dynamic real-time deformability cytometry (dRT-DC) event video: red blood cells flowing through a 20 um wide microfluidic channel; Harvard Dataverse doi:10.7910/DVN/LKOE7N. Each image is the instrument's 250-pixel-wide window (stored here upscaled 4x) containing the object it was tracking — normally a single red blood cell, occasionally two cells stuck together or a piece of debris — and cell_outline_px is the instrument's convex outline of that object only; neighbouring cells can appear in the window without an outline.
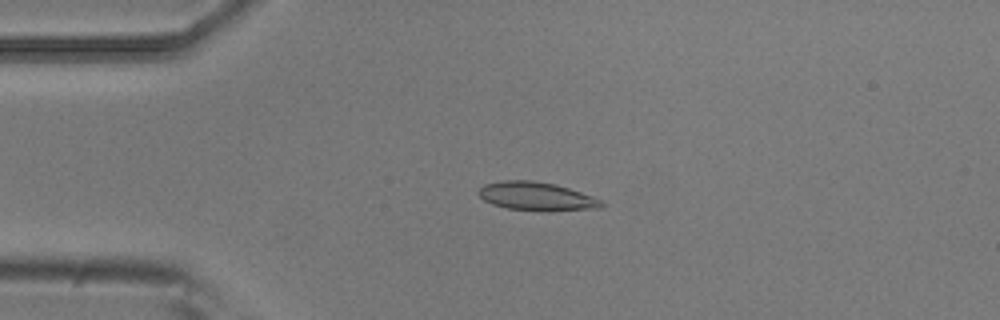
{"species": "common noctule bat (a hibernating species)", "species_latin": "Nyctalus noctula", "temperature_condition": "room temperature", "stored_images_in_passage": 10, "camera_frame_rate_fps": 3000, "um_per_image_px": 0.085, "animal": {"sex": "male", "body_mass_g": 20.5, "forearm_length_mm": 52.5}, "frame": {"image": 1, "passage_image": 4, "time_ms": 1.0, "image_size_px": [1000, 320], "cell_outline_px": [[604, 204], [600, 208], [548, 212], [508, 208], [492, 204], [484, 200], [476, 192], [484, 184], [504, 180], [532, 180], [556, 184], [604, 200]], "centroid_in_image_um": [45.62, 16.69], "position_along_channel_um": 39.4, "area_um2": 20.63}}
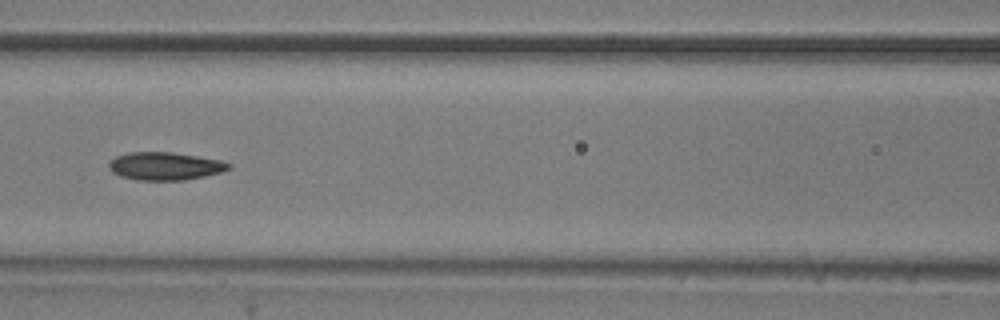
{"frame": {"image": 2, "passage_image": 7, "time_ms": 2.0, "image_size_px": [1000, 320], "cell_outline_px": [[232, 168], [220, 172], [204, 176], [184, 180], [136, 180], [112, 172], [108, 168], [108, 164], [116, 156], [128, 152], [172, 152], [220, 160], [232, 164]], "centroid_in_image_um": [14.03, 14.11], "position_along_channel_um": 152.6, "area_um2": 19.36}}
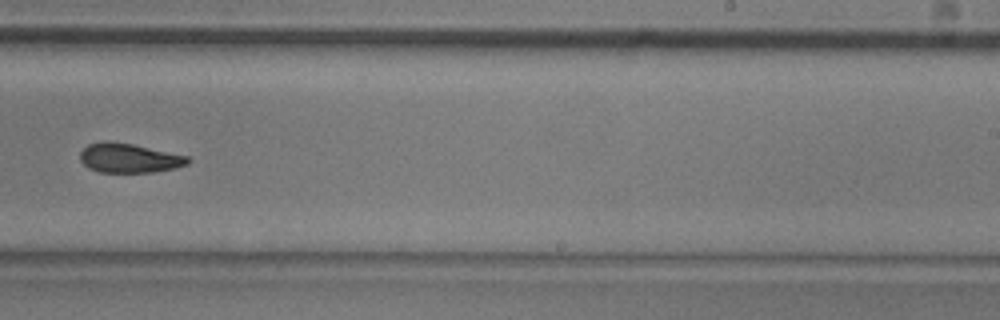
{"frame": {"image": 3, "passage_image": 10, "time_ms": 3.0, "image_size_px": [1000, 320], "cell_outline_px": [[192, 160], [188, 164], [176, 168], [152, 172], [100, 172], [88, 168], [80, 160], [80, 152], [88, 144], [104, 140], [132, 144], [188, 156]], "centroid_in_image_um": [10.97, 13.43], "position_along_channel_um": 278.0, "area_um2": 18.44}}